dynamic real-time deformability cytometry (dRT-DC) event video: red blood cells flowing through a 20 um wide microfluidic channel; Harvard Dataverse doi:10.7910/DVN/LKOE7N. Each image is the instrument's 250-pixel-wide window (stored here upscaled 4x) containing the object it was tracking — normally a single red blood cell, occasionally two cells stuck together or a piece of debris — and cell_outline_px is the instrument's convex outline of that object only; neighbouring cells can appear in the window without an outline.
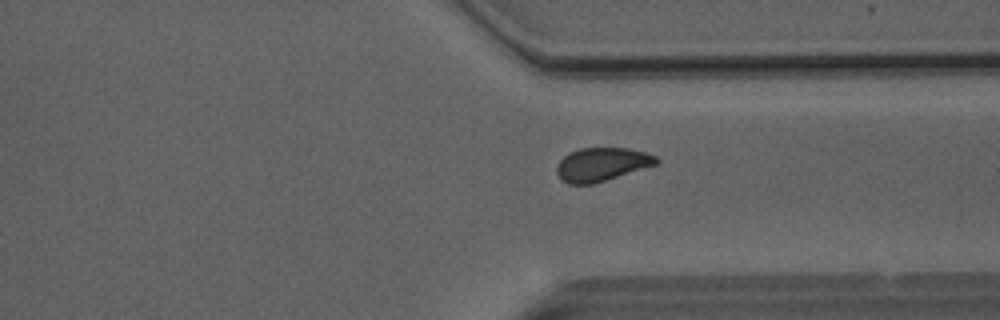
{"species": "Egyptian fruit bat (a non-hibernating species)", "species_latin": "Rousettus aegyptiacus", "temperature_condition": "room temperature", "stored_images_in_passage": 38, "camera_frame_rate_fps": 3000, "um_per_image_px": 0.085, "animal": {"sex": "male"}, "frame": {"image": 1, "passage_image": 27, "time_ms": 8.667, "image_size_px": [1000, 320], "cell_outline_px": [[660, 160], [656, 164], [592, 184], [568, 184], [556, 172], [556, 164], [568, 152], [580, 148], [628, 148], [644, 152], [656, 156]], "centroid_in_image_um": [51.12, 13.95], "position_along_channel_um": 360.3, "area_um2": 19.19}}
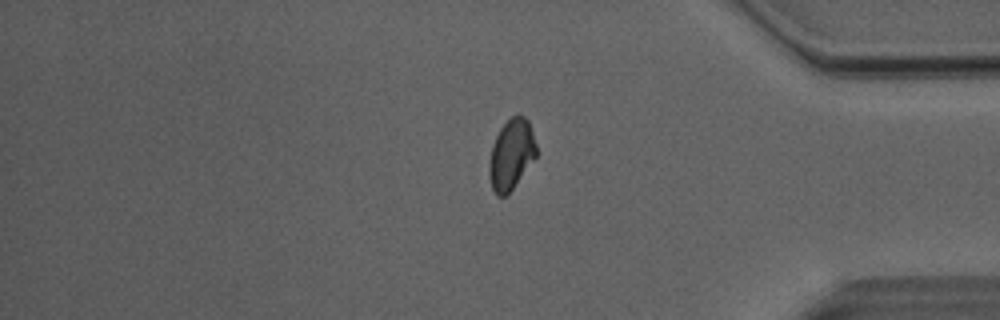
{"frame": {"image": 2, "passage_image": 31, "time_ms": 10.0, "image_size_px": [1000, 320], "cell_outline_px": [[536, 156], [512, 188], [504, 196], [496, 196], [492, 188], [488, 172], [488, 164], [492, 144], [500, 128], [516, 112], [524, 116], [528, 120], [536, 144]], "centroid_in_image_um": [43.43, 13.09], "position_along_channel_um": 391.8, "area_um2": 19.19}, "authors_computed_cell_mechanics": {"area_um2": 19.652, "velocity_mm_per_s": 4.0466, "shape_relaxation_time_tau1_ms": 9.4073, "shape_relaxation_time_tau2_ms": 1.289, "deformation_change_tau1": 0.1383, "deformation_change_tau2": 0.0628}}